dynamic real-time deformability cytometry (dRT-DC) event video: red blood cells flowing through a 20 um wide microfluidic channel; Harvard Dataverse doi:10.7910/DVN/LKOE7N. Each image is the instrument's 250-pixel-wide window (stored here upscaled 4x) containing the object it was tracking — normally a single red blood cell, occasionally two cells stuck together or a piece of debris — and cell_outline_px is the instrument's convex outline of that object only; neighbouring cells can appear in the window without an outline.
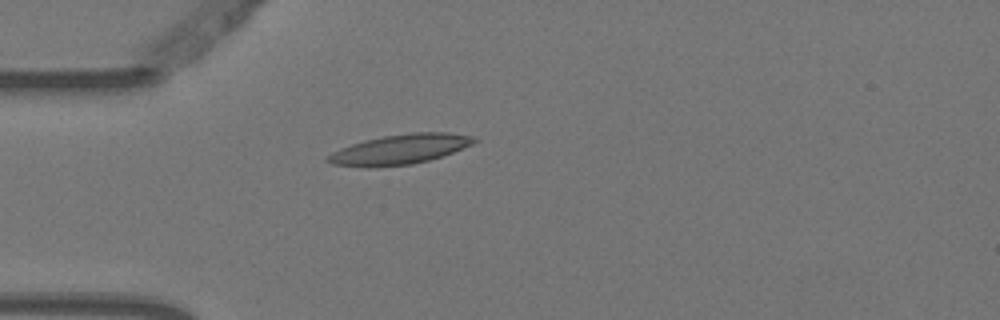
{"species": "Egyptian fruit bat (a non-hibernating species)", "species_latin": "Rousettus aegyptiacus", "temperature_condition": "warm", "stored_images_in_passage": 2, "camera_frame_rate_fps": 3000, "um_per_image_px": 0.085, "animal": {"sex": "female"}, "frame": {"image": 1, "passage_image": 2, "time_ms": 0.333, "image_size_px": [1000, 320], "cell_outline_px": [[480, 140], [472, 144], [452, 152], [428, 160], [412, 164], [368, 168], [364, 168], [332, 164], [324, 160], [324, 156], [340, 148], [364, 140], [384, 136], [412, 132], [448, 132], [476, 136]], "centroid_in_image_um": [33.95, 12.69], "position_along_channel_um": 51.0, "area_um2": 25.72}}